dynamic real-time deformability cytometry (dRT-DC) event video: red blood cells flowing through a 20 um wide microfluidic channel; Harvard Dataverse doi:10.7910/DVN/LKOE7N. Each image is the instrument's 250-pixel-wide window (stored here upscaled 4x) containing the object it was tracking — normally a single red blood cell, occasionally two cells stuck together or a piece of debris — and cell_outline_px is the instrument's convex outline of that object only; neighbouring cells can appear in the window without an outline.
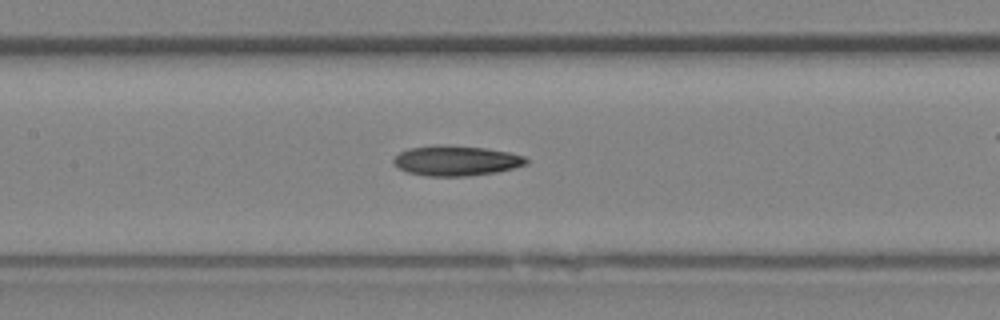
{"species": "Egyptian fruit bat (a non-hibernating species)", "species_latin": "Rousettus aegyptiacus", "temperature_condition": "room temperature", "stored_images_in_passage": 35, "camera_frame_rate_fps": 3000, "um_per_image_px": 0.085, "animal": {"sex": "female"}, "frame": {"image": 1, "passage_image": 16, "time_ms": 5.0, "image_size_px": [1000, 320], "cell_outline_px": [[528, 164], [496, 172], [468, 176], [428, 176], [408, 172], [400, 168], [392, 160], [400, 152], [408, 148], [488, 148], [508, 152], [524, 156], [528, 160]], "centroid_in_image_um": [38.84, 13.71], "position_along_channel_um": 168.6, "area_um2": 22.08}}